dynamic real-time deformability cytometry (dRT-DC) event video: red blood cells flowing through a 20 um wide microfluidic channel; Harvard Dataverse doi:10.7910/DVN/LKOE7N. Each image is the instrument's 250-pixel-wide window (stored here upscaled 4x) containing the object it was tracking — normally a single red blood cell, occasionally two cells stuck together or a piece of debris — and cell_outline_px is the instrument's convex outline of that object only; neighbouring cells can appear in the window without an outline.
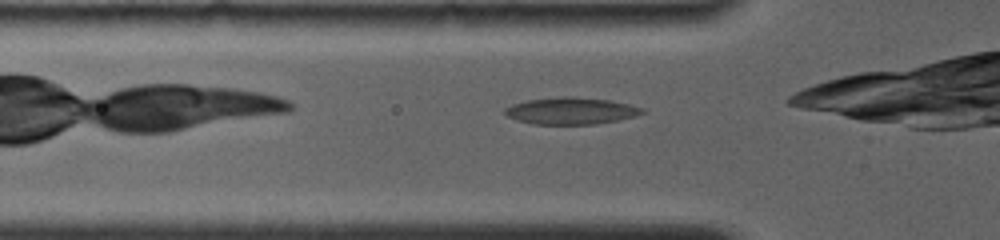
{"species": "common noctule bat (a hibernating species)", "species_latin": "Nyctalus noctula", "temperature_condition": "room temperature", "stored_images_in_passage": 38, "camera_frame_rate_fps": 4000, "um_per_image_px": 0.085, "animal": {"sex": "female", "body_mass_g": 19.0, "forearm_length_mm": 56.7}, "frame": {"image": 1, "passage_image": 4, "time_ms": 0.5, "image_size_px": [1000, 240], "cell_outline_px": [[644, 112], [632, 116], [616, 120], [592, 124], [536, 124], [520, 120], [508, 116], [504, 112], [504, 108], [512, 104], [528, 100], [560, 96], [572, 96], [608, 100], [628, 104], [640, 108]], "centroid_in_image_um": [48.47, 9.41], "position_along_channel_um": 77.3, "area_um2": 20.98}}
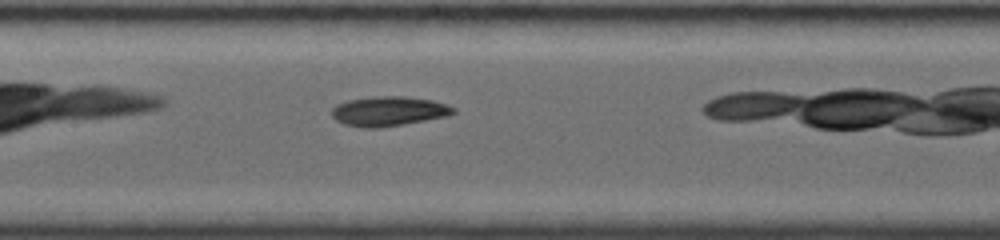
{"frame": {"image": 2, "passage_image": 13, "time_ms": 3.0, "image_size_px": [1000, 240], "cell_outline_px": [[456, 112], [444, 116], [424, 120], [400, 124], [372, 128], [368, 128], [344, 124], [336, 120], [332, 116], [332, 108], [336, 104], [348, 100], [372, 96], [404, 96], [432, 100], [456, 108]], "centroid_in_image_um": [32.99, 9.43], "position_along_channel_um": 174.4, "area_um2": 20.63}}
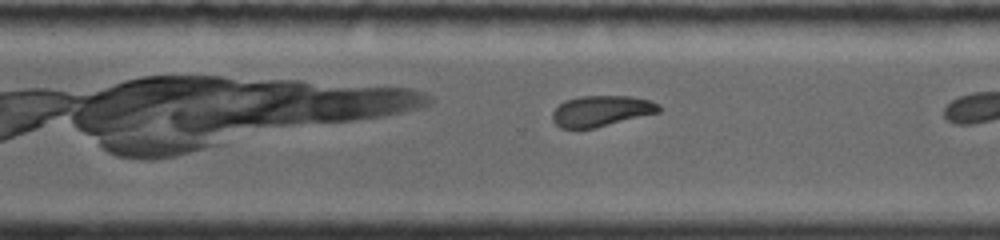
{"frame": {"image": 3, "passage_image": 28, "time_ms": 6.75, "image_size_px": [1000, 240], "cell_outline_px": [[660, 112], [592, 128], [560, 128], [552, 120], [552, 112], [564, 100], [580, 96], [632, 96], [652, 100], [660, 108]], "centroid_in_image_um": [51.08, 9.42], "position_along_channel_um": 319.5, "area_um2": 18.96}, "authors_computed_cell_mechanics": {"area_um2": 19.941, "velocity_mm_per_s": 3.875, "shape_relaxation_time_tau1_ms": 7.1386, "shape_relaxation_time_tau2_ms": null, "deformation_change_tau1": 0.163, "deformation_change_tau2": null}}